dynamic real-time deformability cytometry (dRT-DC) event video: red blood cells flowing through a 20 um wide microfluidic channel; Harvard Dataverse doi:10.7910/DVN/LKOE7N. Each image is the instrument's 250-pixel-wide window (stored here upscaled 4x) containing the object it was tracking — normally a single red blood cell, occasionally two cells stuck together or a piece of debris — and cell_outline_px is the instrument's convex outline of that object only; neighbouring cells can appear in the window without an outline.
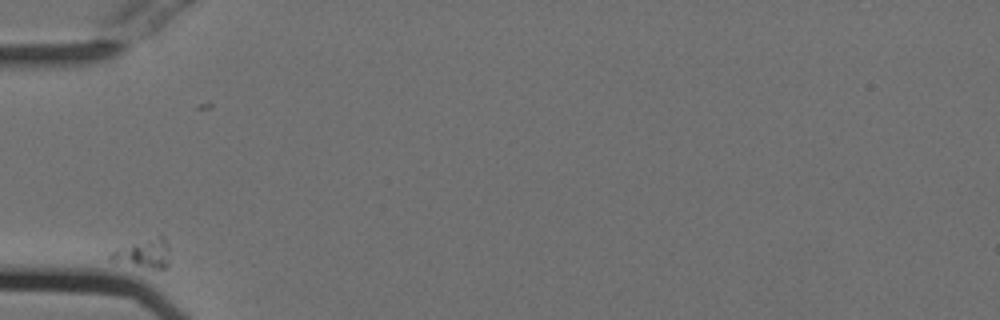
{"species": "Egyptian fruit bat (a non-hibernating species)", "species_latin": "Rousettus aegyptiacus", "temperature_condition": "cold", "stored_images_in_passage": 35, "camera_frame_rate_fps": 3000, "um_per_image_px": 0.085, "animal": {"sex": "female"}, "frame": {"image": 1, "passage_image": 1, "time_ms": 0.0, "image_size_px": [1000, 320], "cell_outline_px": [[168, 268], [152, 268], [108, 260], [108, 256], [116, 248], [160, 232], [164, 236], [168, 244]], "centroid_in_image_um": [12.23, 21.46], "position_along_channel_um": 72.8, "area_um2": 10.35}}
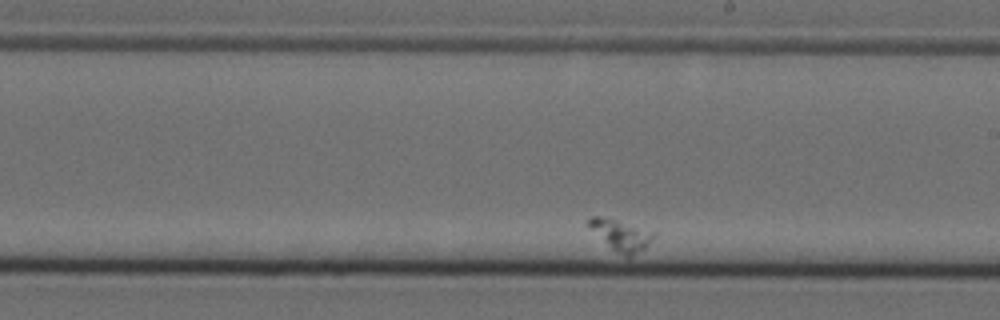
{"frame": {"image": 2, "passage_image": 20, "time_ms": 6.333, "image_size_px": [1000, 320], "cell_outline_px": [[656, 232], [648, 244], [644, 248], [632, 256], [624, 256], [616, 252], [584, 224], [592, 216], [600, 216], [616, 220]], "centroid_in_image_um": [52.73, 19.97], "position_along_channel_um": 236.3, "area_um2": 11.5}}
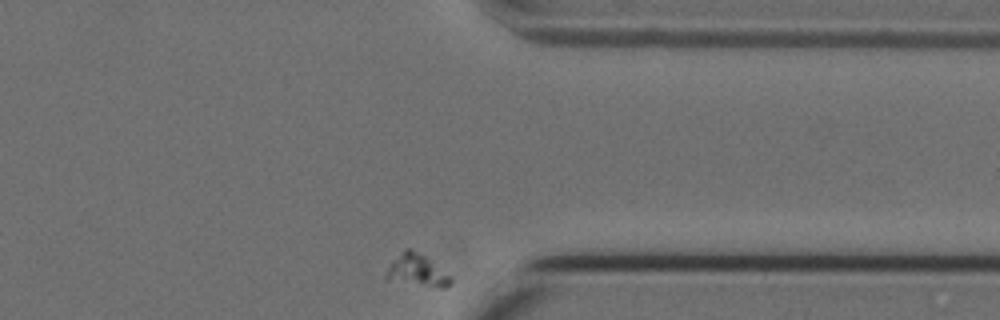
{"frame": {"image": 3, "passage_image": 35, "time_ms": 11.333, "image_size_px": [1000, 320], "cell_outline_px": [[452, 284], [444, 288], [440, 288], [384, 280], [384, 276], [392, 260], [404, 248], [408, 248], [424, 256], [448, 276], [452, 280]], "centroid_in_image_um": [35.36, 23.02], "position_along_channel_um": 376.0, "area_um2": 11.79}}